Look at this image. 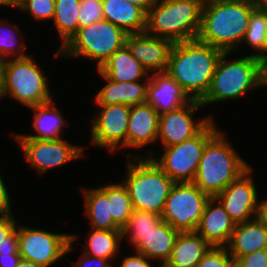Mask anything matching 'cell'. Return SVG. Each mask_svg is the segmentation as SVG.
Segmentation results:
<instances>
[{"label": "cell", "instance_id": "cell-38", "mask_svg": "<svg viewBox=\"0 0 267 267\" xmlns=\"http://www.w3.org/2000/svg\"><path fill=\"white\" fill-rule=\"evenodd\" d=\"M235 267H267V249L240 257L235 262Z\"/></svg>", "mask_w": 267, "mask_h": 267}, {"label": "cell", "instance_id": "cell-5", "mask_svg": "<svg viewBox=\"0 0 267 267\" xmlns=\"http://www.w3.org/2000/svg\"><path fill=\"white\" fill-rule=\"evenodd\" d=\"M121 181L127 188L133 209L162 215L175 182L150 157H126Z\"/></svg>", "mask_w": 267, "mask_h": 267}, {"label": "cell", "instance_id": "cell-3", "mask_svg": "<svg viewBox=\"0 0 267 267\" xmlns=\"http://www.w3.org/2000/svg\"><path fill=\"white\" fill-rule=\"evenodd\" d=\"M228 139L220 129L206 143L193 181L210 197H216L251 166Z\"/></svg>", "mask_w": 267, "mask_h": 267}, {"label": "cell", "instance_id": "cell-51", "mask_svg": "<svg viewBox=\"0 0 267 267\" xmlns=\"http://www.w3.org/2000/svg\"><path fill=\"white\" fill-rule=\"evenodd\" d=\"M0 6H3V7L7 8L6 1L5 0H0Z\"/></svg>", "mask_w": 267, "mask_h": 267}, {"label": "cell", "instance_id": "cell-20", "mask_svg": "<svg viewBox=\"0 0 267 267\" xmlns=\"http://www.w3.org/2000/svg\"><path fill=\"white\" fill-rule=\"evenodd\" d=\"M28 109H30L33 114L31 125L33 134L15 132V134L12 133L11 135L13 139H61L64 137L62 134L63 129L71 125L68 122L69 120L64 118L60 108L56 106L54 99Z\"/></svg>", "mask_w": 267, "mask_h": 267}, {"label": "cell", "instance_id": "cell-41", "mask_svg": "<svg viewBox=\"0 0 267 267\" xmlns=\"http://www.w3.org/2000/svg\"><path fill=\"white\" fill-rule=\"evenodd\" d=\"M8 186L4 182L3 176L0 174V216H8L14 214L12 210L14 209L11 206V192L9 194ZM12 208V209H11Z\"/></svg>", "mask_w": 267, "mask_h": 267}, {"label": "cell", "instance_id": "cell-25", "mask_svg": "<svg viewBox=\"0 0 267 267\" xmlns=\"http://www.w3.org/2000/svg\"><path fill=\"white\" fill-rule=\"evenodd\" d=\"M178 234L177 230L162 220L143 237L134 251L141 253L153 262H157V266L165 265L170 258Z\"/></svg>", "mask_w": 267, "mask_h": 267}, {"label": "cell", "instance_id": "cell-45", "mask_svg": "<svg viewBox=\"0 0 267 267\" xmlns=\"http://www.w3.org/2000/svg\"><path fill=\"white\" fill-rule=\"evenodd\" d=\"M0 254H19L18 244H3L0 246Z\"/></svg>", "mask_w": 267, "mask_h": 267}, {"label": "cell", "instance_id": "cell-52", "mask_svg": "<svg viewBox=\"0 0 267 267\" xmlns=\"http://www.w3.org/2000/svg\"><path fill=\"white\" fill-rule=\"evenodd\" d=\"M265 56H267V37H266V43H265Z\"/></svg>", "mask_w": 267, "mask_h": 267}, {"label": "cell", "instance_id": "cell-40", "mask_svg": "<svg viewBox=\"0 0 267 267\" xmlns=\"http://www.w3.org/2000/svg\"><path fill=\"white\" fill-rule=\"evenodd\" d=\"M123 257L121 263H118L119 267H158L154 265L153 261L136 251L133 254H127V256L124 255Z\"/></svg>", "mask_w": 267, "mask_h": 267}, {"label": "cell", "instance_id": "cell-34", "mask_svg": "<svg viewBox=\"0 0 267 267\" xmlns=\"http://www.w3.org/2000/svg\"><path fill=\"white\" fill-rule=\"evenodd\" d=\"M21 13L28 14L34 21L43 23L53 21L55 0H28L20 9Z\"/></svg>", "mask_w": 267, "mask_h": 267}, {"label": "cell", "instance_id": "cell-49", "mask_svg": "<svg viewBox=\"0 0 267 267\" xmlns=\"http://www.w3.org/2000/svg\"><path fill=\"white\" fill-rule=\"evenodd\" d=\"M17 267H41V266L37 265L36 263L30 260L21 258V261Z\"/></svg>", "mask_w": 267, "mask_h": 267}, {"label": "cell", "instance_id": "cell-31", "mask_svg": "<svg viewBox=\"0 0 267 267\" xmlns=\"http://www.w3.org/2000/svg\"><path fill=\"white\" fill-rule=\"evenodd\" d=\"M162 221V217L154 212L133 209L127 224L122 228L123 241H128L135 249L143 237Z\"/></svg>", "mask_w": 267, "mask_h": 267}, {"label": "cell", "instance_id": "cell-24", "mask_svg": "<svg viewBox=\"0 0 267 267\" xmlns=\"http://www.w3.org/2000/svg\"><path fill=\"white\" fill-rule=\"evenodd\" d=\"M99 71L115 82L149 80L150 76L144 66L132 56L126 44L115 51Z\"/></svg>", "mask_w": 267, "mask_h": 267}, {"label": "cell", "instance_id": "cell-36", "mask_svg": "<svg viewBox=\"0 0 267 267\" xmlns=\"http://www.w3.org/2000/svg\"><path fill=\"white\" fill-rule=\"evenodd\" d=\"M197 267H235V260L226 247H211Z\"/></svg>", "mask_w": 267, "mask_h": 267}, {"label": "cell", "instance_id": "cell-44", "mask_svg": "<svg viewBox=\"0 0 267 267\" xmlns=\"http://www.w3.org/2000/svg\"><path fill=\"white\" fill-rule=\"evenodd\" d=\"M261 84L262 89L267 87V56L261 59Z\"/></svg>", "mask_w": 267, "mask_h": 267}, {"label": "cell", "instance_id": "cell-30", "mask_svg": "<svg viewBox=\"0 0 267 267\" xmlns=\"http://www.w3.org/2000/svg\"><path fill=\"white\" fill-rule=\"evenodd\" d=\"M81 0H55L53 25L61 39L62 48L79 29L78 11Z\"/></svg>", "mask_w": 267, "mask_h": 267}, {"label": "cell", "instance_id": "cell-33", "mask_svg": "<svg viewBox=\"0 0 267 267\" xmlns=\"http://www.w3.org/2000/svg\"><path fill=\"white\" fill-rule=\"evenodd\" d=\"M121 180L107 184V198L112 219L122 229L129 221L133 208L128 190Z\"/></svg>", "mask_w": 267, "mask_h": 267}, {"label": "cell", "instance_id": "cell-9", "mask_svg": "<svg viewBox=\"0 0 267 267\" xmlns=\"http://www.w3.org/2000/svg\"><path fill=\"white\" fill-rule=\"evenodd\" d=\"M32 56L7 59L3 62V94L23 107L31 108L50 102L54 95L49 78Z\"/></svg>", "mask_w": 267, "mask_h": 267}, {"label": "cell", "instance_id": "cell-32", "mask_svg": "<svg viewBox=\"0 0 267 267\" xmlns=\"http://www.w3.org/2000/svg\"><path fill=\"white\" fill-rule=\"evenodd\" d=\"M9 22L6 18L5 20L0 18V59L4 61L30 56L26 52L28 43L23 37L22 30L17 27V24Z\"/></svg>", "mask_w": 267, "mask_h": 267}, {"label": "cell", "instance_id": "cell-10", "mask_svg": "<svg viewBox=\"0 0 267 267\" xmlns=\"http://www.w3.org/2000/svg\"><path fill=\"white\" fill-rule=\"evenodd\" d=\"M18 253L41 267H53L60 260H68L67 254L72 253L74 243L79 236L73 233L51 232L39 227H29L18 222ZM56 264V265H55Z\"/></svg>", "mask_w": 267, "mask_h": 267}, {"label": "cell", "instance_id": "cell-42", "mask_svg": "<svg viewBox=\"0 0 267 267\" xmlns=\"http://www.w3.org/2000/svg\"><path fill=\"white\" fill-rule=\"evenodd\" d=\"M21 258L19 254H0V267H17Z\"/></svg>", "mask_w": 267, "mask_h": 267}, {"label": "cell", "instance_id": "cell-18", "mask_svg": "<svg viewBox=\"0 0 267 267\" xmlns=\"http://www.w3.org/2000/svg\"><path fill=\"white\" fill-rule=\"evenodd\" d=\"M236 223L216 197H211L204 208L196 233L211 247H226Z\"/></svg>", "mask_w": 267, "mask_h": 267}, {"label": "cell", "instance_id": "cell-29", "mask_svg": "<svg viewBox=\"0 0 267 267\" xmlns=\"http://www.w3.org/2000/svg\"><path fill=\"white\" fill-rule=\"evenodd\" d=\"M267 37V2L262 1L252 12L248 28L239 48L246 47L252 50L249 55L260 60L265 57V43ZM248 47V48H247Z\"/></svg>", "mask_w": 267, "mask_h": 267}, {"label": "cell", "instance_id": "cell-27", "mask_svg": "<svg viewBox=\"0 0 267 267\" xmlns=\"http://www.w3.org/2000/svg\"><path fill=\"white\" fill-rule=\"evenodd\" d=\"M211 246L196 232L179 233L165 267H197Z\"/></svg>", "mask_w": 267, "mask_h": 267}, {"label": "cell", "instance_id": "cell-21", "mask_svg": "<svg viewBox=\"0 0 267 267\" xmlns=\"http://www.w3.org/2000/svg\"><path fill=\"white\" fill-rule=\"evenodd\" d=\"M226 248L235 262L242 256L267 249V222L258 216L236 224Z\"/></svg>", "mask_w": 267, "mask_h": 267}, {"label": "cell", "instance_id": "cell-50", "mask_svg": "<svg viewBox=\"0 0 267 267\" xmlns=\"http://www.w3.org/2000/svg\"><path fill=\"white\" fill-rule=\"evenodd\" d=\"M200 1L203 5L212 3V2H217V1H222V0H198Z\"/></svg>", "mask_w": 267, "mask_h": 267}, {"label": "cell", "instance_id": "cell-1", "mask_svg": "<svg viewBox=\"0 0 267 267\" xmlns=\"http://www.w3.org/2000/svg\"><path fill=\"white\" fill-rule=\"evenodd\" d=\"M222 53L198 39L174 43L166 72L192 100L201 101L209 91Z\"/></svg>", "mask_w": 267, "mask_h": 267}, {"label": "cell", "instance_id": "cell-6", "mask_svg": "<svg viewBox=\"0 0 267 267\" xmlns=\"http://www.w3.org/2000/svg\"><path fill=\"white\" fill-rule=\"evenodd\" d=\"M202 9L198 0H157L147 12L145 33L173 43L197 39Z\"/></svg>", "mask_w": 267, "mask_h": 267}, {"label": "cell", "instance_id": "cell-14", "mask_svg": "<svg viewBox=\"0 0 267 267\" xmlns=\"http://www.w3.org/2000/svg\"><path fill=\"white\" fill-rule=\"evenodd\" d=\"M204 109L198 100H192L183 107L159 115L158 139L162 148L177 145L197 135L212 119V114L195 119L196 112Z\"/></svg>", "mask_w": 267, "mask_h": 267}, {"label": "cell", "instance_id": "cell-13", "mask_svg": "<svg viewBox=\"0 0 267 267\" xmlns=\"http://www.w3.org/2000/svg\"><path fill=\"white\" fill-rule=\"evenodd\" d=\"M97 111L92 115L89 142L97 149L109 154H116L126 149V133L130 115V105L110 104L96 105ZM120 150V151H119Z\"/></svg>", "mask_w": 267, "mask_h": 267}, {"label": "cell", "instance_id": "cell-8", "mask_svg": "<svg viewBox=\"0 0 267 267\" xmlns=\"http://www.w3.org/2000/svg\"><path fill=\"white\" fill-rule=\"evenodd\" d=\"M128 34L118 26L103 19L81 27L59 50L55 58H84L95 62L99 70L111 55L126 44ZM65 57V58H64Z\"/></svg>", "mask_w": 267, "mask_h": 267}, {"label": "cell", "instance_id": "cell-28", "mask_svg": "<svg viewBox=\"0 0 267 267\" xmlns=\"http://www.w3.org/2000/svg\"><path fill=\"white\" fill-rule=\"evenodd\" d=\"M81 252L114 263L120 257L123 247L122 230H103L90 228ZM119 256V257H118Z\"/></svg>", "mask_w": 267, "mask_h": 267}, {"label": "cell", "instance_id": "cell-26", "mask_svg": "<svg viewBox=\"0 0 267 267\" xmlns=\"http://www.w3.org/2000/svg\"><path fill=\"white\" fill-rule=\"evenodd\" d=\"M83 196L84 217L90 221L89 228L103 230H122L112 219L109 208V200L107 198L106 185H98L97 187H85L81 189Z\"/></svg>", "mask_w": 267, "mask_h": 267}, {"label": "cell", "instance_id": "cell-22", "mask_svg": "<svg viewBox=\"0 0 267 267\" xmlns=\"http://www.w3.org/2000/svg\"><path fill=\"white\" fill-rule=\"evenodd\" d=\"M96 72L98 73L97 77H102L105 85L93 97L95 105L126 104L133 106L146 103L149 80L115 82L108 79L99 70H96Z\"/></svg>", "mask_w": 267, "mask_h": 267}, {"label": "cell", "instance_id": "cell-46", "mask_svg": "<svg viewBox=\"0 0 267 267\" xmlns=\"http://www.w3.org/2000/svg\"><path fill=\"white\" fill-rule=\"evenodd\" d=\"M259 216L267 222V198L260 200V213Z\"/></svg>", "mask_w": 267, "mask_h": 267}, {"label": "cell", "instance_id": "cell-37", "mask_svg": "<svg viewBox=\"0 0 267 267\" xmlns=\"http://www.w3.org/2000/svg\"><path fill=\"white\" fill-rule=\"evenodd\" d=\"M15 214L0 216V246L3 244H18Z\"/></svg>", "mask_w": 267, "mask_h": 267}, {"label": "cell", "instance_id": "cell-2", "mask_svg": "<svg viewBox=\"0 0 267 267\" xmlns=\"http://www.w3.org/2000/svg\"><path fill=\"white\" fill-rule=\"evenodd\" d=\"M261 2V0H222L203 5L197 39L223 52L238 54L251 12Z\"/></svg>", "mask_w": 267, "mask_h": 267}, {"label": "cell", "instance_id": "cell-43", "mask_svg": "<svg viewBox=\"0 0 267 267\" xmlns=\"http://www.w3.org/2000/svg\"><path fill=\"white\" fill-rule=\"evenodd\" d=\"M132 4L142 8L146 13L156 3L157 0H129Z\"/></svg>", "mask_w": 267, "mask_h": 267}, {"label": "cell", "instance_id": "cell-19", "mask_svg": "<svg viewBox=\"0 0 267 267\" xmlns=\"http://www.w3.org/2000/svg\"><path fill=\"white\" fill-rule=\"evenodd\" d=\"M159 114L147 103L131 106L126 133V150L140 151L157 143Z\"/></svg>", "mask_w": 267, "mask_h": 267}, {"label": "cell", "instance_id": "cell-48", "mask_svg": "<svg viewBox=\"0 0 267 267\" xmlns=\"http://www.w3.org/2000/svg\"><path fill=\"white\" fill-rule=\"evenodd\" d=\"M3 60L0 59V100H3L4 94H3V82H2V77H3Z\"/></svg>", "mask_w": 267, "mask_h": 267}, {"label": "cell", "instance_id": "cell-47", "mask_svg": "<svg viewBox=\"0 0 267 267\" xmlns=\"http://www.w3.org/2000/svg\"><path fill=\"white\" fill-rule=\"evenodd\" d=\"M6 5L19 10L28 0H5Z\"/></svg>", "mask_w": 267, "mask_h": 267}, {"label": "cell", "instance_id": "cell-15", "mask_svg": "<svg viewBox=\"0 0 267 267\" xmlns=\"http://www.w3.org/2000/svg\"><path fill=\"white\" fill-rule=\"evenodd\" d=\"M253 167L251 165L216 196L236 224L252 220L260 213V194L253 179Z\"/></svg>", "mask_w": 267, "mask_h": 267}, {"label": "cell", "instance_id": "cell-16", "mask_svg": "<svg viewBox=\"0 0 267 267\" xmlns=\"http://www.w3.org/2000/svg\"><path fill=\"white\" fill-rule=\"evenodd\" d=\"M173 42L144 33L128 34L126 45L149 74L166 72Z\"/></svg>", "mask_w": 267, "mask_h": 267}, {"label": "cell", "instance_id": "cell-17", "mask_svg": "<svg viewBox=\"0 0 267 267\" xmlns=\"http://www.w3.org/2000/svg\"><path fill=\"white\" fill-rule=\"evenodd\" d=\"M192 99L167 72L152 73L147 84L146 103L159 115L177 110Z\"/></svg>", "mask_w": 267, "mask_h": 267}, {"label": "cell", "instance_id": "cell-11", "mask_svg": "<svg viewBox=\"0 0 267 267\" xmlns=\"http://www.w3.org/2000/svg\"><path fill=\"white\" fill-rule=\"evenodd\" d=\"M210 198L193 182L175 183L166 199L162 220L179 233L195 232Z\"/></svg>", "mask_w": 267, "mask_h": 267}, {"label": "cell", "instance_id": "cell-39", "mask_svg": "<svg viewBox=\"0 0 267 267\" xmlns=\"http://www.w3.org/2000/svg\"><path fill=\"white\" fill-rule=\"evenodd\" d=\"M77 259L72 260L71 267H115L110 260L89 256L83 252Z\"/></svg>", "mask_w": 267, "mask_h": 267}, {"label": "cell", "instance_id": "cell-23", "mask_svg": "<svg viewBox=\"0 0 267 267\" xmlns=\"http://www.w3.org/2000/svg\"><path fill=\"white\" fill-rule=\"evenodd\" d=\"M104 19L127 34L144 33L147 13L129 0H102Z\"/></svg>", "mask_w": 267, "mask_h": 267}, {"label": "cell", "instance_id": "cell-12", "mask_svg": "<svg viewBox=\"0 0 267 267\" xmlns=\"http://www.w3.org/2000/svg\"><path fill=\"white\" fill-rule=\"evenodd\" d=\"M20 147L25 162L40 177L49 170L86 157V147L73 144L68 139H13Z\"/></svg>", "mask_w": 267, "mask_h": 267}, {"label": "cell", "instance_id": "cell-35", "mask_svg": "<svg viewBox=\"0 0 267 267\" xmlns=\"http://www.w3.org/2000/svg\"><path fill=\"white\" fill-rule=\"evenodd\" d=\"M104 19L102 0H81L78 11L79 28Z\"/></svg>", "mask_w": 267, "mask_h": 267}, {"label": "cell", "instance_id": "cell-4", "mask_svg": "<svg viewBox=\"0 0 267 267\" xmlns=\"http://www.w3.org/2000/svg\"><path fill=\"white\" fill-rule=\"evenodd\" d=\"M233 54V55H232ZM233 56L232 59L230 56ZM262 89L261 60L248 53L234 56V52H223L206 96L200 101L203 107L219 102L237 101L253 90Z\"/></svg>", "mask_w": 267, "mask_h": 267}, {"label": "cell", "instance_id": "cell-7", "mask_svg": "<svg viewBox=\"0 0 267 267\" xmlns=\"http://www.w3.org/2000/svg\"><path fill=\"white\" fill-rule=\"evenodd\" d=\"M216 121L215 118L212 119L193 138L163 148L159 156L155 157L156 153L153 146L152 149L143 151V153L146 152L144 154L136 152L133 155L130 151L121 155L126 157H150L175 183H191L195 179L206 143L221 129Z\"/></svg>", "mask_w": 267, "mask_h": 267}]
</instances>
